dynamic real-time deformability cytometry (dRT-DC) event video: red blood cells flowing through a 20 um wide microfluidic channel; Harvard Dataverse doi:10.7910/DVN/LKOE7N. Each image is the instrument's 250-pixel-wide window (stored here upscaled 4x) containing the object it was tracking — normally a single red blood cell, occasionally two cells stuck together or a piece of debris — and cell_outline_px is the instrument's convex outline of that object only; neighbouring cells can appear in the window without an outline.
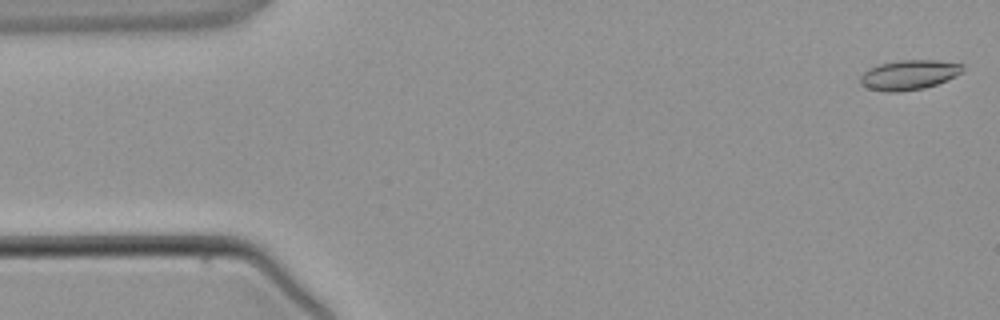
{"species": "common noctule bat (a hibernating species)", "species_latin": "Nyctalus noctula", "temperature_condition": "warm", "stored_images_in_passage": 4, "camera_frame_rate_fps": 3000, "um_per_image_px": 0.085, "animal": {"sex": "male", "body_mass_g": 21.5, "forearm_length_mm": 52.0}, "frame": {"image": 1, "passage_image": 1, "time_ms": 0.0, "image_size_px": [1000, 320], "cell_outline_px": [[964, 68], [960, 72], [948, 80], [924, 88], [900, 92], [884, 92], [868, 88], [860, 84], [860, 76], [868, 68], [880, 64], [900, 60], [936, 60], [964, 64]], "centroid_in_image_um": [77.24, 6.37], "position_along_channel_um": 7.8, "area_um2": 17.8}}
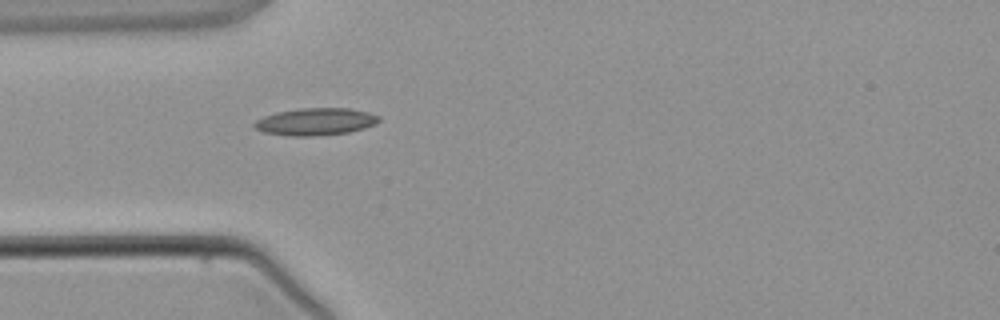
{"frame": {"image": 2, "passage_image": 4, "time_ms": 3.667, "image_size_px": [1000, 320], "cell_outline_px": [[380, 120], [376, 124], [364, 128], [348, 132], [320, 136], [288, 136], [264, 132], [252, 128], [252, 124], [256, 120], [264, 116], [276, 112], [300, 108], [348, 108], [368, 112], [380, 116]], "centroid_in_image_um": [26.8, 10.34], "position_along_channel_um": 58.2, "area_um2": 20.0}}